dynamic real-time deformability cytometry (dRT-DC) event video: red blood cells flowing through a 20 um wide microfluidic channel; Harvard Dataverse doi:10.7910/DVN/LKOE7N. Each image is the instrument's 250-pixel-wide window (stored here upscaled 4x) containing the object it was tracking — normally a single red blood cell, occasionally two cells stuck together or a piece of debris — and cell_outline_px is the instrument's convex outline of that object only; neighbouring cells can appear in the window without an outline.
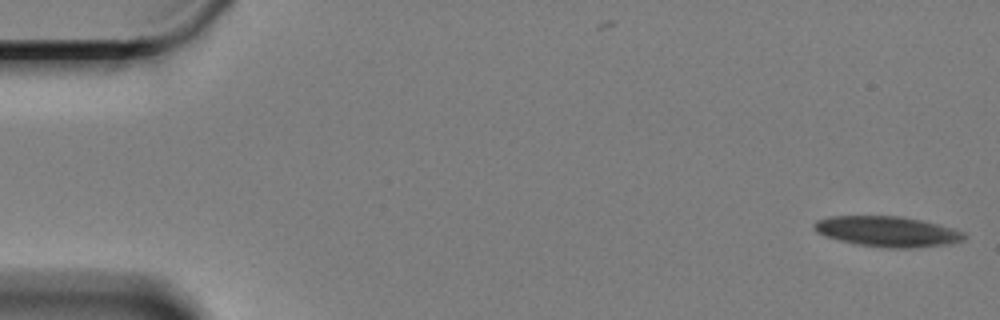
{"species": "Egyptian fruit bat (a non-hibernating species)", "species_latin": "Rousettus aegyptiacus", "temperature_condition": "cold", "stored_images_in_passage": 2, "camera_frame_rate_fps": 3000, "um_per_image_px": 0.085, "animal": {"sex": "female"}, "frame": {"image": 1, "passage_image": 2, "time_ms": 0.333, "image_size_px": [1000, 320], "cell_outline_px": [[968, 236], [964, 240], [952, 244], [912, 248], [888, 248], [860, 244], [840, 240], [824, 236], [816, 232], [812, 228], [812, 224], [816, 220], [828, 216], [900, 216], [924, 220], [952, 228], [964, 232]], "centroid_in_image_um": [75.44, 19.67], "position_along_channel_um": 9.6, "area_um2": 26.88}}